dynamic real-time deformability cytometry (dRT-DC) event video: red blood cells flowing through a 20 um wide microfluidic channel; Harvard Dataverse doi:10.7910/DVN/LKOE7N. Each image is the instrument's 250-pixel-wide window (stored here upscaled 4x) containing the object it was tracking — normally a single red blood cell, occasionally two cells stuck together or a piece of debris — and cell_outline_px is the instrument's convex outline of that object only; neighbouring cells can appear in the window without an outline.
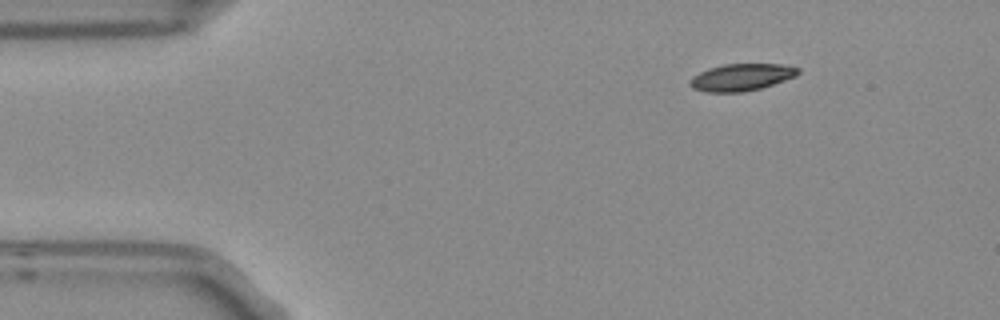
{"species": "Egyptian fruit bat (a non-hibernating species)", "species_latin": "Rousettus aegyptiacus", "temperature_condition": "room temperature", "stored_images_in_passage": 4, "camera_frame_rate_fps": 3000, "um_per_image_px": 0.085, "frame": {"image": 1, "passage_image": 1, "time_ms": 0.0, "image_size_px": [1000, 320], "cell_outline_px": [[800, 72], [796, 76], [760, 88], [744, 92], [704, 92], [692, 88], [688, 84], [688, 80], [692, 76], [708, 68], [724, 64], [784, 64], [800, 68]], "centroid_in_image_um": [62.99, 6.56], "position_along_channel_um": 22.0, "area_um2": 17.17}}
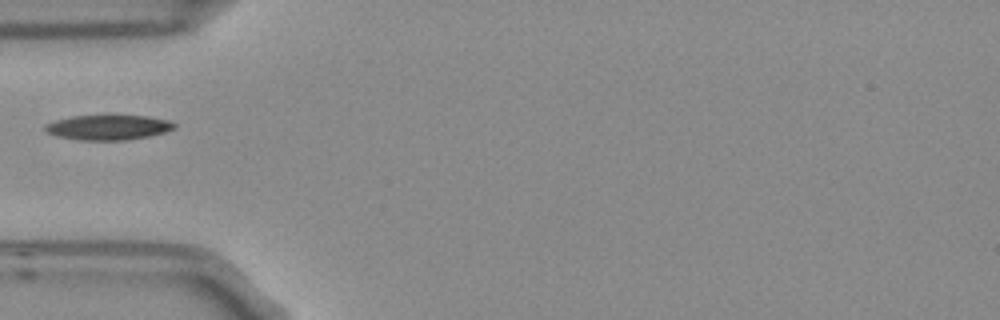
{"frame": {"image": 2, "passage_image": 4, "time_ms": 1.0, "image_size_px": [1000, 320], "cell_outline_px": [[176, 128], [164, 132], [148, 136], [124, 140], [80, 140], [56, 136], [48, 132], [44, 128], [44, 124], [56, 120], [72, 116], [148, 116], [168, 120], [176, 124]], "centroid_in_image_um": [9.19, 10.83], "position_along_channel_um": 75.8, "area_um2": 18.61}}